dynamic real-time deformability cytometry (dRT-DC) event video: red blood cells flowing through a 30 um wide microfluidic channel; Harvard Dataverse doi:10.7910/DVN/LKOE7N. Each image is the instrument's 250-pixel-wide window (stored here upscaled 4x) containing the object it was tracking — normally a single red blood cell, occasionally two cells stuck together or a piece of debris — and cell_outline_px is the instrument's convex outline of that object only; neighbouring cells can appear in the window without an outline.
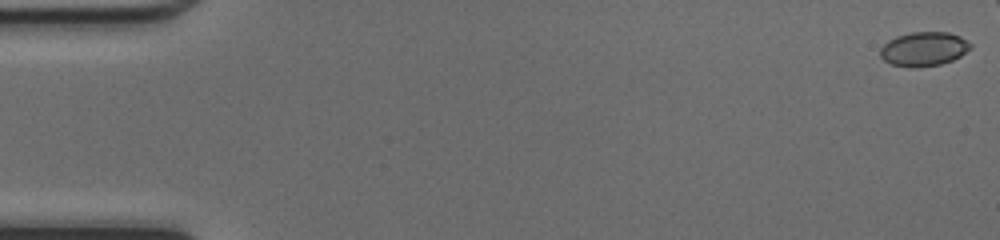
{"species": "common noctule bat (a hibernating species)", "species_latin": "Nyctalus noctula", "temperature_condition": "cold", "stored_images_in_passage": 44, "camera_frame_rate_fps": 3000, "um_per_image_px": 0.085, "animal": {"sex": "female", "body_mass_g": 17.0, "forearm_length_mm": 48.0}, "frame": {"image": 1, "passage_image": 1, "time_ms": 0.0, "image_size_px": [1000, 240], "cell_outline_px": [[972, 48], [960, 56], [952, 60], [940, 64], [920, 68], [912, 68], [892, 64], [884, 60], [880, 56], [880, 48], [888, 40], [896, 36], [912, 32], [948, 32], [960, 36], [972, 44]], "centroid_in_image_um": [78.53, 4.17], "position_along_channel_um": 6.5, "area_um2": 18.09}}
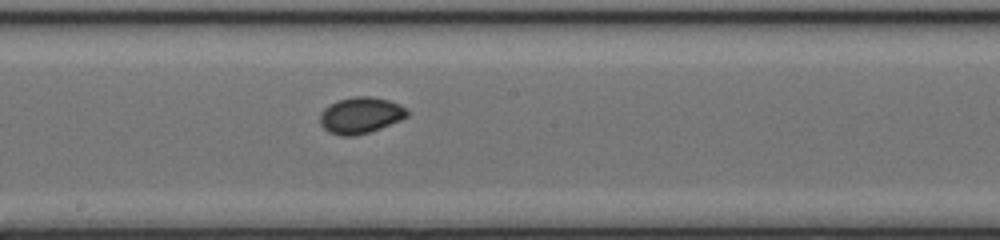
{"frame": {"image": 2, "passage_image": 27, "time_ms": 8.667, "image_size_px": [1000, 240], "cell_outline_px": [[408, 116], [400, 120], [380, 128], [368, 132], [352, 136], [340, 136], [328, 132], [320, 124], [320, 112], [328, 104], [336, 100], [352, 96], [372, 96], [388, 100], [400, 104], [408, 108]], "centroid_in_image_um": [30.63, 9.78], "position_along_channel_um": 217.6, "area_um2": 18.67}}
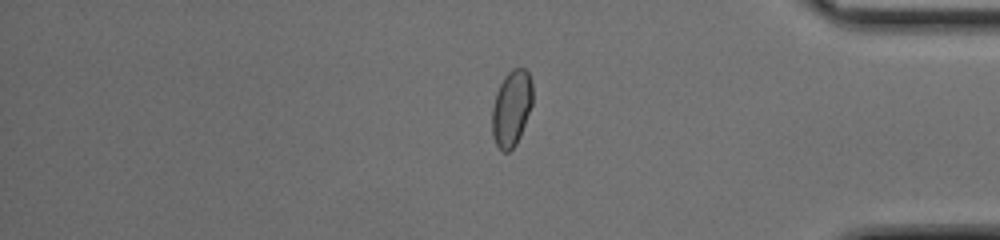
{"frame": {"image": 3, "passage_image": 41, "time_ms": 13.333, "image_size_px": [1000, 240], "cell_outline_px": [[532, 104], [520, 136], [516, 144], [508, 152], [504, 152], [496, 144], [492, 136], [492, 108], [496, 92], [504, 76], [512, 68], [524, 68], [528, 72], [532, 80]], "centroid_in_image_um": [43.47, 9.18], "position_along_channel_um": 391.7, "area_um2": 17.98}, "authors_computed_cell_mechanics": {"area_um2": 18.0047, "velocity_mm_per_s": 4.2678, "shape_relaxation_time_tau1_ms": 10.11, "shape_relaxation_time_tau2_ms": 0.7253, "deformation_change_tau1": 0.121, "deformation_change_tau2": 0.0248}}